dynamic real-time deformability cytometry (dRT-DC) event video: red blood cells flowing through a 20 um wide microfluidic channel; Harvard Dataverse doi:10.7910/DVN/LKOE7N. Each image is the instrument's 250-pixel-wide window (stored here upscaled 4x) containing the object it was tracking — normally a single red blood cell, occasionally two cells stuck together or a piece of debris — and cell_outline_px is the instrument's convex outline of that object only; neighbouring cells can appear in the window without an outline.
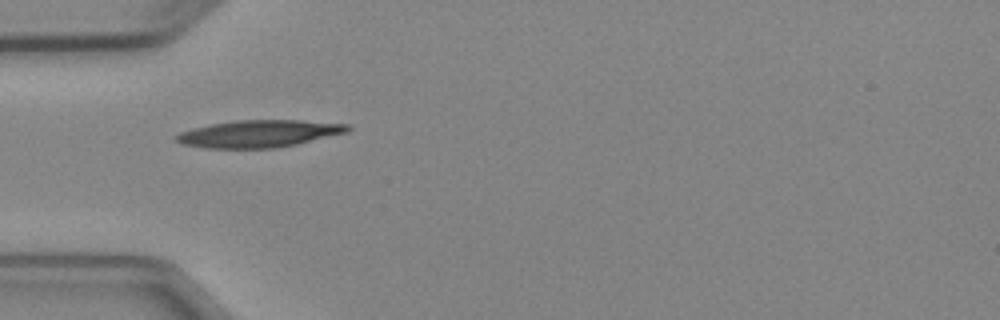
{"species": "Egyptian fruit bat (a non-hibernating species)", "species_latin": "Rousettus aegyptiacus", "temperature_condition": "cold", "stored_images_in_passage": 3, "camera_frame_rate_fps": 3000, "um_per_image_px": 0.085, "animal": {"sex": "female"}, "frame": {"image": 1, "passage_image": 1, "time_ms": 0.0, "image_size_px": [1000, 320], "cell_outline_px": [[352, 128], [348, 132], [296, 144], [276, 148], [208, 148], [184, 144], [176, 140], [176, 136], [180, 132], [192, 128], [212, 124], [236, 120], [300, 120], [352, 124]], "centroid_in_image_um": [22.08, 11.35], "position_along_channel_um": 62.9, "area_um2": 27.11}}